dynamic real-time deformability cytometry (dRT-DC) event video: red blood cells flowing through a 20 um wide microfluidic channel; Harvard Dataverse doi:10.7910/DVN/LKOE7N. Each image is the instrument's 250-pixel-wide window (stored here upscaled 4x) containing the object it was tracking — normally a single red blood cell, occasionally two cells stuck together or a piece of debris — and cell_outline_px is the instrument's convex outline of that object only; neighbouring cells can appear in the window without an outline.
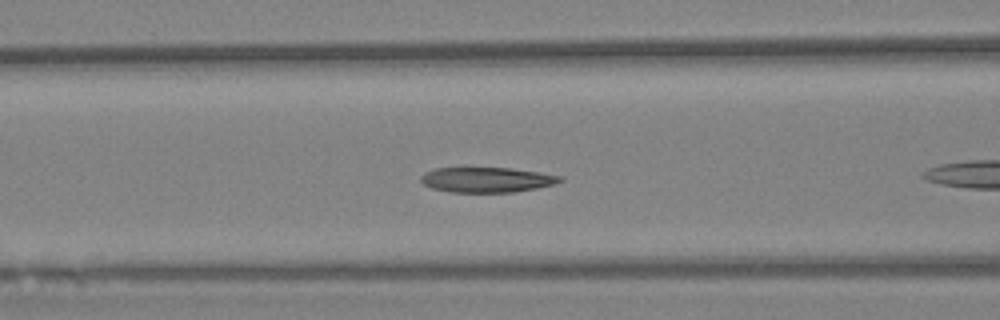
{"species": "Egyptian fruit bat (a non-hibernating species)", "species_latin": "Rousettus aegyptiacus", "temperature_condition": "warm", "stored_images_in_passage": 32, "camera_frame_rate_fps": 3000, "um_per_image_px": 0.085, "animal": {"sex": "female"}, "frame": {"image": 1, "passage_image": 8, "time_ms": 2.333, "image_size_px": [1000, 320], "cell_outline_px": [[564, 180], [552, 184], [536, 188], [512, 192], [448, 192], [432, 188], [424, 184], [420, 180], [420, 176], [424, 172], [436, 168], [512, 168], [540, 172], [564, 176]], "centroid_in_image_um": [41.37, 15.27], "position_along_channel_um": 125.2, "area_um2": 20.4}}
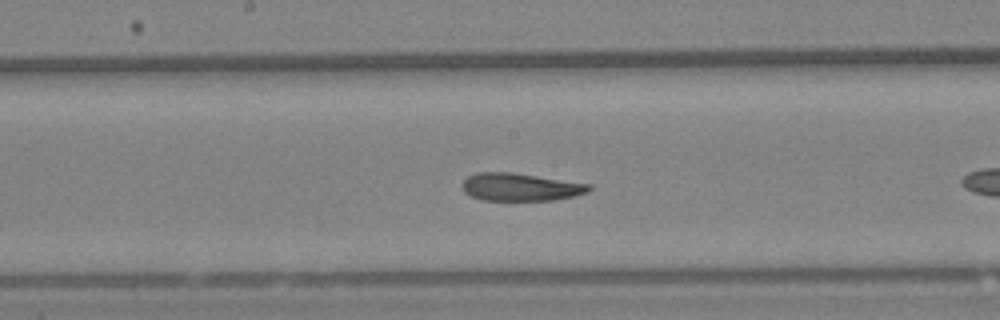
{"frame": {"image": 2, "passage_image": 15, "time_ms": 4.667, "image_size_px": [1000, 320], "cell_outline_px": [[592, 188], [588, 192], [576, 196], [552, 200], [484, 200], [472, 196], [464, 192], [460, 184], [468, 176], [476, 172], [512, 172], [592, 184]], "centroid_in_image_um": [44.25, 15.89], "position_along_channel_um": 204.0, "area_um2": 20.63}}
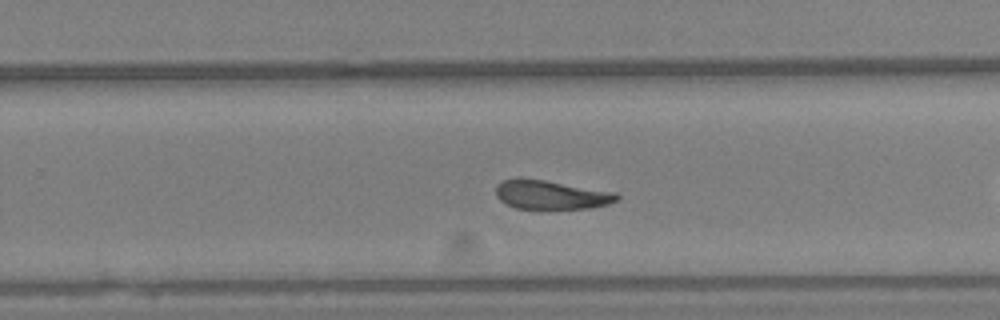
{"frame": {"image": 3, "passage_image": 22, "time_ms": 7.0, "image_size_px": [1000, 320], "cell_outline_px": [[620, 196], [616, 200], [608, 204], [592, 208], [544, 212], [540, 212], [516, 208], [500, 200], [496, 196], [496, 184], [500, 180], [516, 176], [520, 176], [616, 192]], "centroid_in_image_um": [46.78, 16.59], "position_along_channel_um": 283.0, "area_um2": 21.73}}